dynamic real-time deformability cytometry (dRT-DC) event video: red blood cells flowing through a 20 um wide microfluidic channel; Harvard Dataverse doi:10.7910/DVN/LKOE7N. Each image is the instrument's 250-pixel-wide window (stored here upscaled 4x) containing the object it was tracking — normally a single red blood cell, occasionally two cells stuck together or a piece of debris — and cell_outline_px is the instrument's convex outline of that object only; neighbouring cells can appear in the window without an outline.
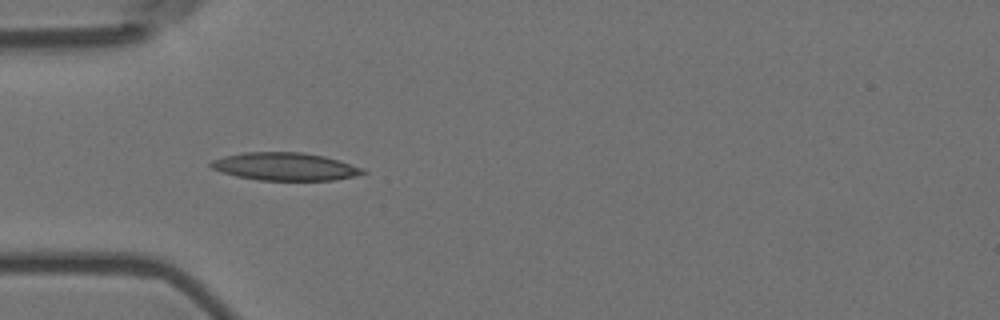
{"species": "Egyptian fruit bat (a non-hibernating species)", "species_latin": "Rousettus aegyptiacus", "temperature_condition": "room temperature", "stored_images_in_passage": 4, "camera_frame_rate_fps": 3000, "um_per_image_px": 0.085, "animal": {"sex": "female"}, "frame": {"image": 1, "passage_image": 3, "time_ms": 0.667, "image_size_px": [1000, 320], "cell_outline_px": [[368, 172], [352, 176], [332, 180], [260, 180], [236, 176], [212, 168], [208, 164], [212, 160], [224, 156], [244, 152], [304, 152], [324, 156], [364, 168]], "centroid_in_image_um": [24.22, 14.15], "position_along_channel_um": 60.8, "area_um2": 24.45}}
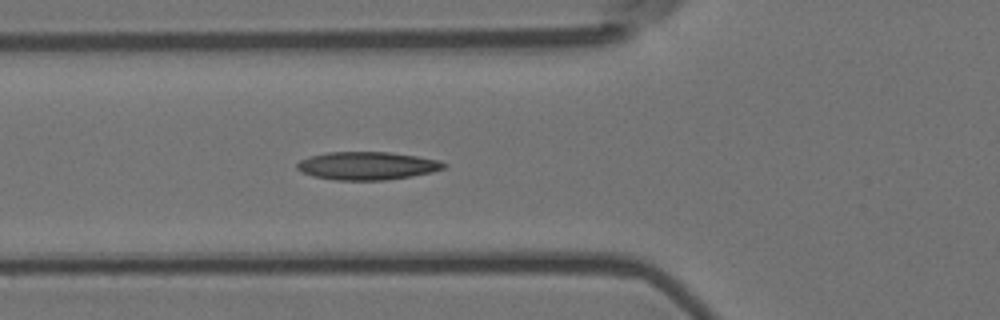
{"frame": {"image": 2, "passage_image": 4, "time_ms": 1.0, "image_size_px": [1000, 320], "cell_outline_px": [[448, 164], [444, 168], [432, 172], [412, 176], [384, 180], [336, 180], [312, 176], [296, 168], [296, 164], [300, 160], [312, 156], [328, 152], [388, 152], [416, 156], [440, 160]], "centroid_in_image_um": [31.23, 14.09], "position_along_channel_um": 94.6, "area_um2": 23.87}}